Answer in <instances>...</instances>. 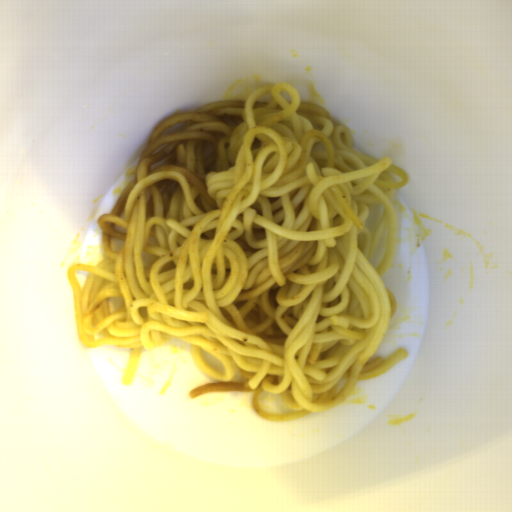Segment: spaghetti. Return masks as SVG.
I'll list each match as a JSON object with an SVG mask.
<instances>
[{
	"mask_svg": "<svg viewBox=\"0 0 512 512\" xmlns=\"http://www.w3.org/2000/svg\"><path fill=\"white\" fill-rule=\"evenodd\" d=\"M301 98L285 82L167 116L96 219L103 259L67 270L76 331L85 349L129 350L123 383L143 350L183 340L216 379L191 399L249 392L257 416L283 423L334 408L409 356L371 360L397 310L382 277L408 172L356 152L346 126ZM382 203L372 235L368 208ZM264 390L293 411H260Z\"/></svg>",
	"mask_w": 512,
	"mask_h": 512,
	"instance_id": "obj_1",
	"label": "spaghetti"
}]
</instances>
